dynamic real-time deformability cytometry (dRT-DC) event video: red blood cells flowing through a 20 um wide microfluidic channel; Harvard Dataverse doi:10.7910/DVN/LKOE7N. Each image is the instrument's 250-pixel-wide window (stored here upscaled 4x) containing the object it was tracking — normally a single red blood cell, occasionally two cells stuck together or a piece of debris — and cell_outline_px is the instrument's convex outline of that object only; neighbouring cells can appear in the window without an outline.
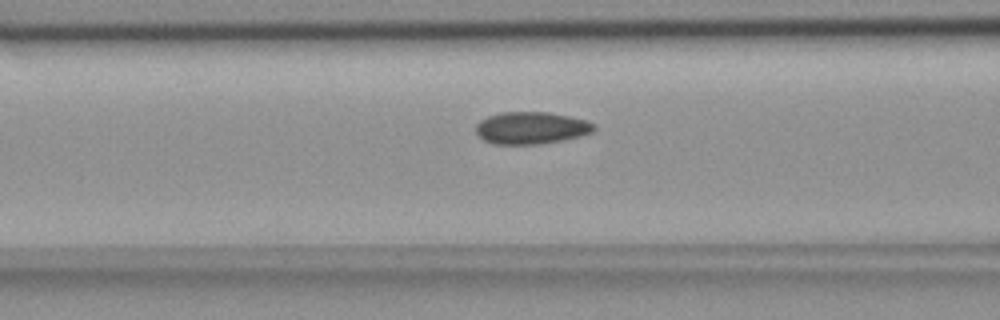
{"species": "common noctule bat (a hibernating species)", "species_latin": "Nyctalus noctula", "temperature_condition": "room temperature", "stored_images_in_passage": 54, "camera_frame_rate_fps": 3000, "um_per_image_px": 0.085, "animal": {"sex": "female", "body_mass_g": 18.4}, "frame": {"image": 1, "passage_image": 22, "time_ms": 7.0, "image_size_px": [1000, 320], "cell_outline_px": [[596, 128], [592, 132], [580, 136], [564, 140], [540, 144], [492, 144], [484, 140], [476, 132], [476, 124], [480, 120], [488, 116], [500, 112], [548, 112], [588, 120], [596, 124]], "centroid_in_image_um": [45.17, 10.87], "position_along_channel_um": 121.4, "area_um2": 22.31}}
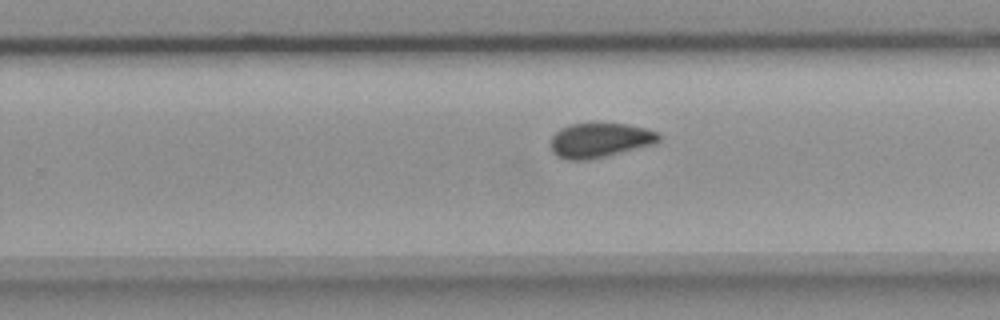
{"frame": {"image": 2, "passage_image": 35, "time_ms": 11.333, "image_size_px": [1000, 320], "cell_outline_px": [[660, 140], [656, 144], [588, 160], [568, 160], [556, 156], [552, 152], [552, 136], [560, 128], [572, 124], [628, 124], [644, 128], [656, 132], [660, 136]], "centroid_in_image_um": [50.99, 11.93], "position_along_channel_um": 278.8, "area_um2": 21.62}}
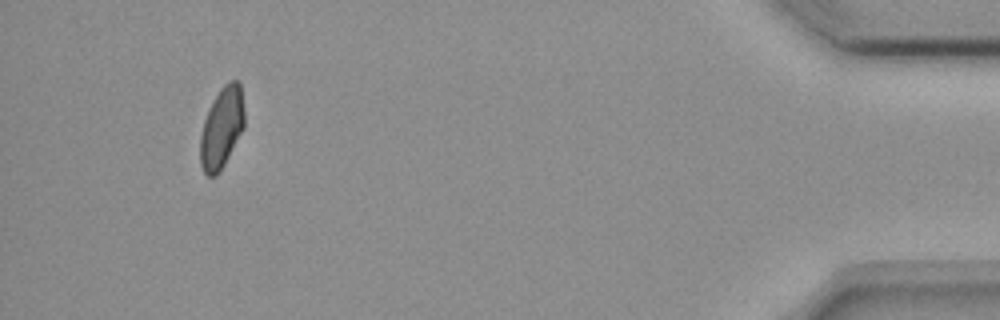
{"frame": {"image": 3, "passage_image": 52, "time_ms": 17.0, "image_size_px": [1000, 320], "cell_outline_px": [[244, 128], [224, 164], [216, 176], [208, 176], [204, 172], [200, 164], [200, 136], [204, 120], [220, 88], [228, 80], [240, 80], [244, 108]], "centroid_in_image_um": [18.86, 10.84], "position_along_channel_um": 416.3, "area_um2": 20.75}, "authors_computed_cell_mechanics": {"area_um2": 21.675, "velocity_mm_per_s": 3.6464, "shape_relaxation_time_tau1_ms": null, "shape_relaxation_time_tau2_ms": 1.2911, "deformation_change_tau1": null, "deformation_change_tau2": 0.068}}